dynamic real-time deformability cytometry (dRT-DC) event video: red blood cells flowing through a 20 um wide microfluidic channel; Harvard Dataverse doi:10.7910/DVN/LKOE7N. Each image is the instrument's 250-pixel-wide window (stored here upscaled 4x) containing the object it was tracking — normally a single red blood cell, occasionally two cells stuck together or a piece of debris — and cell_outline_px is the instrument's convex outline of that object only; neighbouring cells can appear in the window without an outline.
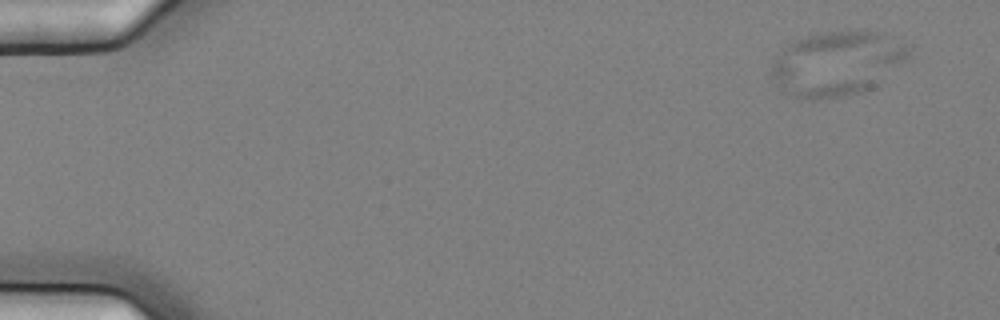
{"species": "common noctule bat (a hibernating species)", "species_latin": "Nyctalus noctula", "temperature_condition": "cold", "stored_images_in_passage": 5, "camera_frame_rate_fps": 3000, "um_per_image_px": 0.085, "animal": {"sex": "female", "body_mass_g": 25.1}, "frame": {"image": 1, "passage_image": 2, "time_ms": 0.333, "image_size_px": [1000, 320], "cell_outline_px": [[912, 48], [908, 60], [872, 88], [860, 92], [840, 96], [816, 100], [812, 100], [788, 96], [780, 92], [772, 76], [772, 64], [784, 48], [788, 44], [804, 36], [816, 32], [884, 32]], "centroid_in_image_um": [71.15, 5.41], "position_along_channel_um": 13.9, "area_um2": 51.79}}